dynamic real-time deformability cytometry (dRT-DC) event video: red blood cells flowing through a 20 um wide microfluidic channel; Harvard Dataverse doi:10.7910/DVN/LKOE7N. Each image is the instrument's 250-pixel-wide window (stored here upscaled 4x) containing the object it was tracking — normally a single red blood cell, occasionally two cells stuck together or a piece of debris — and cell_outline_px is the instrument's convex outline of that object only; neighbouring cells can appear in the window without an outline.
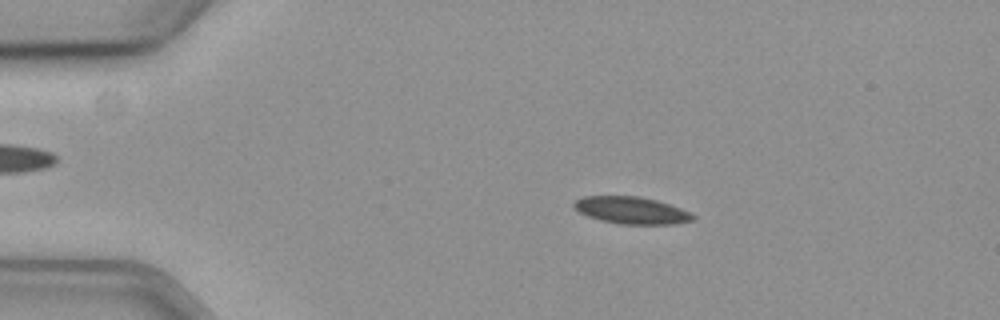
{"species": "common noctule bat (a hibernating species)", "species_latin": "Nyctalus noctula", "temperature_condition": "cold", "stored_images_in_passage": 57, "camera_frame_rate_fps": 3000, "um_per_image_px": 0.085, "animal": {"sex": "female", "body_mass_g": 19.3, "forearm_length_mm": 54.1}, "frame": {"image": 1, "passage_image": 11, "time_ms": 3.333, "image_size_px": [1000, 320], "cell_outline_px": [[696, 216], [692, 220], [676, 224], [620, 224], [600, 220], [588, 216], [580, 212], [572, 204], [576, 200], [584, 196], [636, 196], [656, 200], [680, 208]], "centroid_in_image_um": [53.66, 17.88], "position_along_channel_um": 31.3, "area_um2": 18.55}}
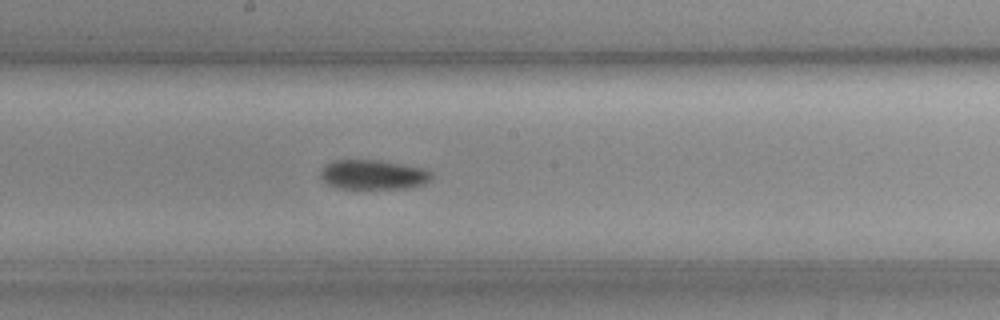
{"frame": {"image": 2, "passage_image": 31, "time_ms": 10.0, "image_size_px": [1000, 320], "cell_outline_px": [[432, 176], [424, 184], [404, 188], [336, 188], [328, 184], [320, 176], [320, 172], [328, 164], [336, 160], [376, 160], [420, 168], [432, 172]], "centroid_in_image_um": [31.69, 14.85], "position_along_channel_um": 216.5, "area_um2": 18.61}}
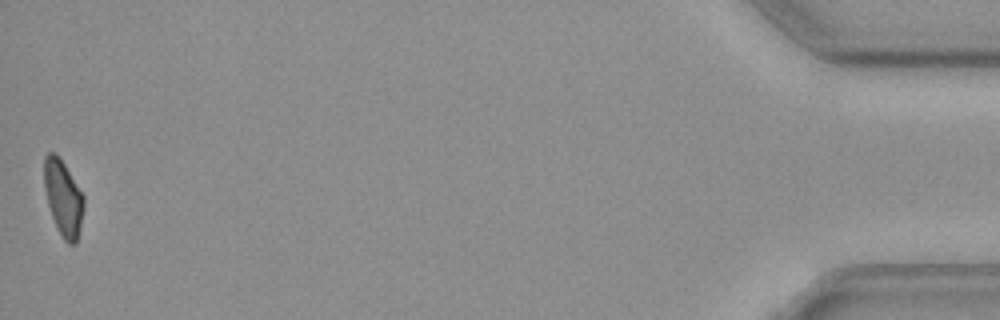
{"frame": {"image": 3, "passage_image": 57, "time_ms": 18.667, "image_size_px": [1000, 320], "cell_outline_px": [[84, 208], [76, 244], [68, 244], [64, 240], [56, 228], [48, 204], [44, 188], [44, 156], [48, 152], [56, 152], [64, 164], [84, 196]], "centroid_in_image_um": [5.36, 16.82], "position_along_channel_um": 429.8, "area_um2": 17.46}, "authors_computed_cell_mechanics": {"area_um2": 18.8428, "velocity_mm_per_s": 3.6163, "shape_relaxation_time_tau1_ms": 8.9642, "shape_relaxation_time_tau2_ms": null, "deformation_change_tau1": 0.1401, "deformation_change_tau2": null}}